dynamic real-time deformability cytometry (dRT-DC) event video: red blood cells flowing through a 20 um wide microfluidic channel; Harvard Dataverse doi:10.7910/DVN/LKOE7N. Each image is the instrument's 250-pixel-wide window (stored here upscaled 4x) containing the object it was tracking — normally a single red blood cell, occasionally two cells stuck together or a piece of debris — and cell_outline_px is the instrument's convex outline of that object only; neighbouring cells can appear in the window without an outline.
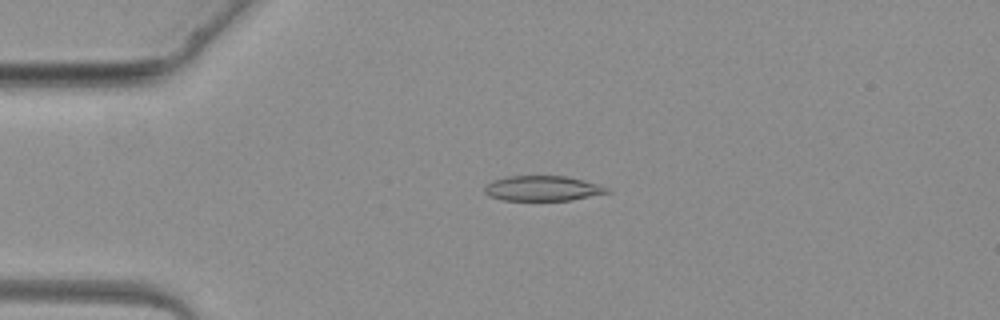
{"species": "common noctule bat (a hibernating species)", "species_latin": "Nyctalus noctula", "temperature_condition": "warm", "stored_images_in_passage": 2, "camera_frame_rate_fps": 3000, "um_per_image_px": 0.085, "animal": {"sex": "female", "body_mass_g": 19.3, "forearm_length_mm": 54.1}, "frame": {"image": 1, "passage_image": 2, "time_ms": 1.333, "image_size_px": [1000, 320], "cell_outline_px": [[612, 192], [572, 200], [500, 200], [488, 196], [484, 192], [484, 188], [492, 180], [508, 176], [568, 176], [600, 184], [612, 188]], "centroid_in_image_um": [46.17, 16.01], "position_along_channel_um": 38.8, "area_um2": 18.21}}